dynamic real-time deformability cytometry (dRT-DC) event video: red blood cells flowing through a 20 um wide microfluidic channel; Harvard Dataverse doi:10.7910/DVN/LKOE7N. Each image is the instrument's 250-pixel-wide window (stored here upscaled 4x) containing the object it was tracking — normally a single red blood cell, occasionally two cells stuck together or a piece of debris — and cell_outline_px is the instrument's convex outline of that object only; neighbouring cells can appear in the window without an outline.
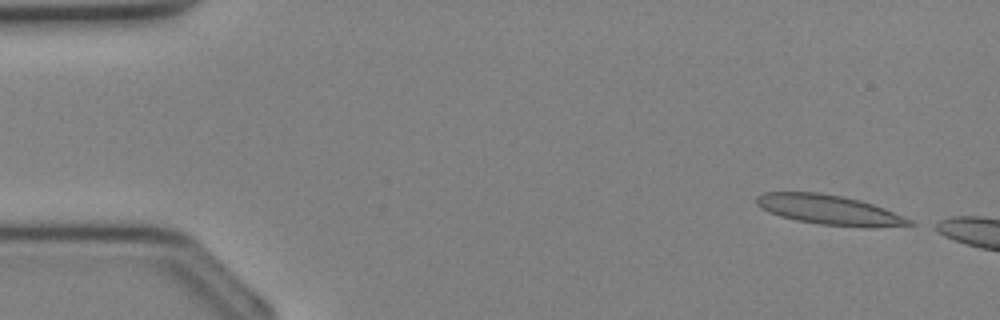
{"species": "Egyptian fruit bat (a non-hibernating species)", "species_latin": "Rousettus aegyptiacus", "temperature_condition": "cold", "stored_images_in_passage": 30, "camera_frame_rate_fps": 3000, "um_per_image_px": 0.085, "animal": {"sex": "female"}, "frame": {"image": 1, "passage_image": 1, "time_ms": 0.0, "image_size_px": [1000, 320], "cell_outline_px": [[916, 224], [872, 228], [864, 228], [820, 224], [796, 220], [780, 216], [768, 212], [760, 208], [756, 204], [756, 196], [764, 192], [816, 192], [844, 196], [860, 200], [884, 208], [912, 220]], "centroid_in_image_um": [70.48, 17.84], "position_along_channel_um": 14.5, "area_um2": 26.65}}
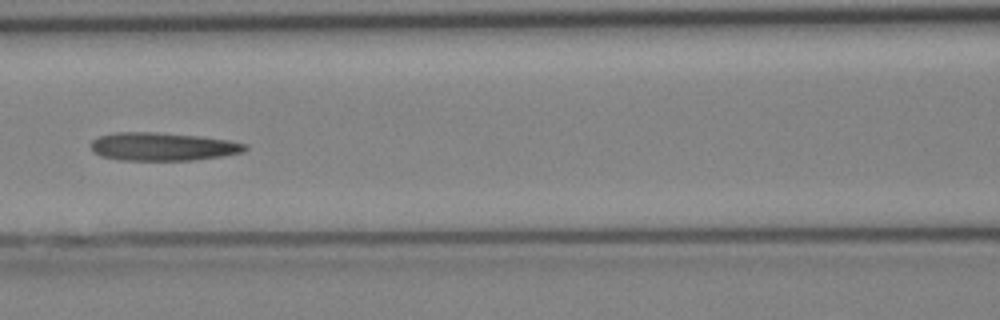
{"frame": {"image": 2, "passage_image": 14, "time_ms": 4.333, "image_size_px": [1000, 320], "cell_outline_px": [[248, 148], [244, 152], [220, 156], [192, 160], [120, 160], [100, 156], [92, 152], [88, 144], [92, 140], [100, 136], [116, 132], [156, 132], [200, 136], [228, 140], [248, 144]], "centroid_in_image_um": [13.79, 12.46], "position_along_channel_um": 152.8, "area_um2": 25.49}}
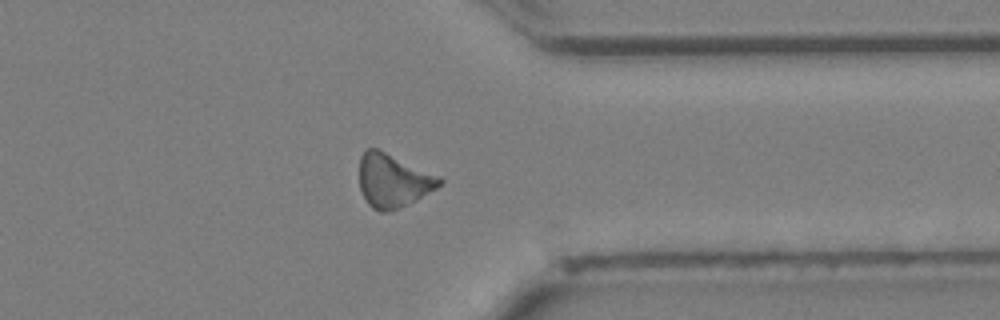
{"frame": {"image": 3, "passage_image": 26, "time_ms": 8.333, "image_size_px": [1000, 320], "cell_outline_px": [[444, 180], [436, 188], [408, 204], [388, 212], [380, 212], [372, 208], [368, 204], [360, 188], [360, 156], [364, 148], [376, 148], [440, 176]], "centroid_in_image_um": [33.39, 15.35], "position_along_channel_um": 378.0, "area_um2": 24.74}}